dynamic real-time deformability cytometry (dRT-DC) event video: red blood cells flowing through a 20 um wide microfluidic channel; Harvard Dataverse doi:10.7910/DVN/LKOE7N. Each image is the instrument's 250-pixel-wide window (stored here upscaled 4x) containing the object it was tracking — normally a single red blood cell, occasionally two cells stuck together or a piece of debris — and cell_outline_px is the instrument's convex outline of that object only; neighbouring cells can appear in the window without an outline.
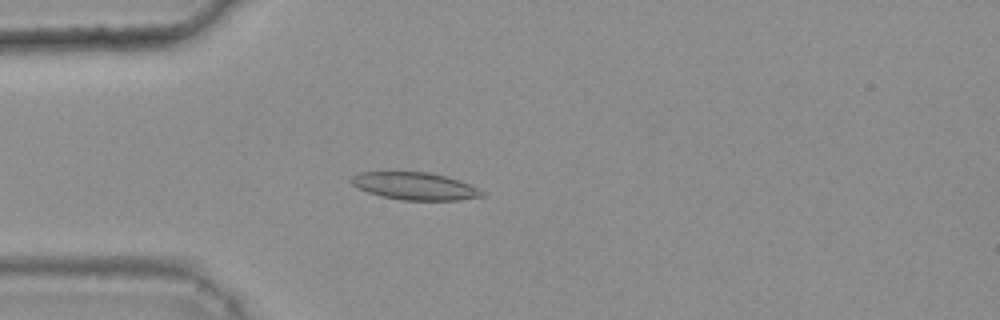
{"species": "common noctule bat (a hibernating species)", "species_latin": "Nyctalus noctula", "temperature_condition": "warm", "stored_images_in_passage": 44, "camera_frame_rate_fps": 3000, "um_per_image_px": 0.085, "animal": {"sex": "female", "body_mass_g": 25.1}, "frame": {"image": 1, "passage_image": 14, "time_ms": 4.333, "image_size_px": [1000, 320], "cell_outline_px": [[484, 196], [460, 200], [400, 200], [380, 196], [368, 192], [352, 184], [348, 180], [352, 176], [364, 172], [428, 172], [444, 176], [468, 184], [484, 192]], "centroid_in_image_um": [35.23, 15.83], "position_along_channel_um": 49.8, "area_um2": 20.63}}
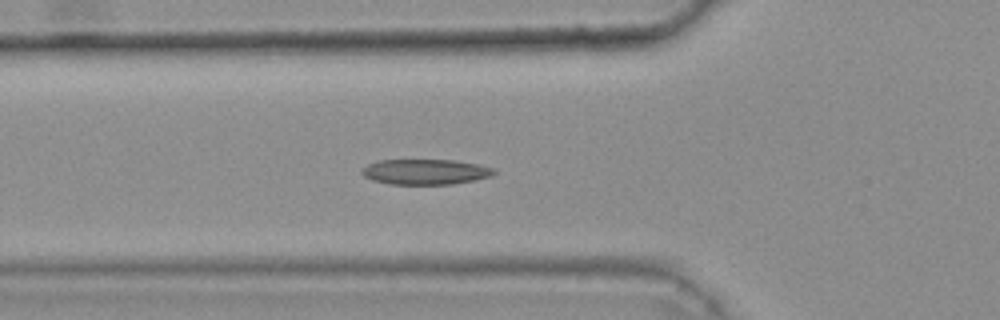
{"frame": {"image": 2, "passage_image": 18, "time_ms": 5.667, "image_size_px": [1000, 320], "cell_outline_px": [[496, 172], [492, 176], [452, 184], [392, 184], [372, 180], [364, 176], [360, 172], [360, 168], [368, 164], [380, 160], [452, 160], [476, 164], [492, 168]], "centroid_in_image_um": [36.1, 14.6], "position_along_channel_um": 89.7, "area_um2": 19.36}}
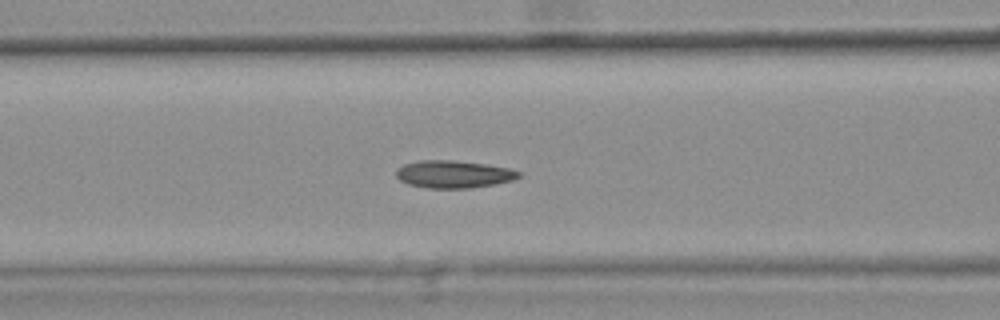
{"frame": {"image": 3, "passage_image": 21, "time_ms": 6.667, "image_size_px": [1000, 320], "cell_outline_px": [[524, 172], [520, 176], [512, 180], [496, 184], [468, 188], [428, 188], [408, 184], [400, 180], [396, 176], [396, 168], [404, 164], [420, 160], [452, 160], [484, 164], [508, 168]], "centroid_in_image_um": [38.55, 14.81], "position_along_channel_um": 128.0, "area_um2": 19.65}, "authors_computed_cell_mechanics": {"area_um2": 19.363, "velocity_mm_per_s": 3.7956, "shape_relaxation_time_tau1_ms": 9.1631, "shape_relaxation_time_tau2_ms": 2.139, "deformation_change_tau1": 0.1954, "deformation_change_tau2": 0.0864}}